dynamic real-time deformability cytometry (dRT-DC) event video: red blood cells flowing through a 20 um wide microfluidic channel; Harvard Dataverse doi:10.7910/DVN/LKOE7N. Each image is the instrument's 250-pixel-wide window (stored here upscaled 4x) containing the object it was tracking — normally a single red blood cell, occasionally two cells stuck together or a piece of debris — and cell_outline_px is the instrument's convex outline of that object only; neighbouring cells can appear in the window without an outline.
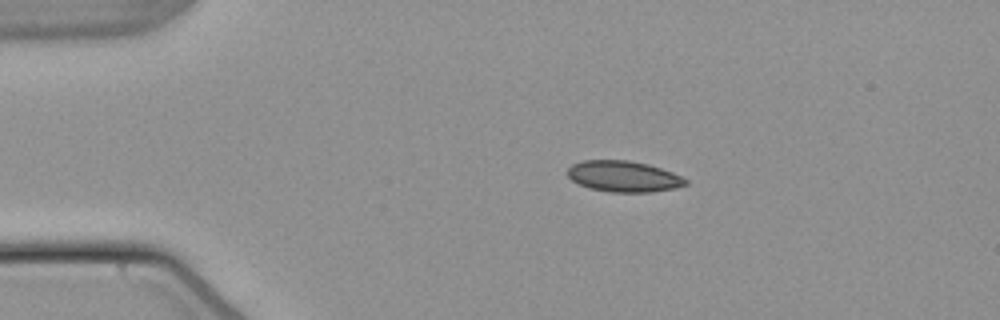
{"species": "common noctule bat (a hibernating species)", "species_latin": "Nyctalus noctula", "temperature_condition": "warm", "stored_images_in_passage": 44, "camera_frame_rate_fps": 3000, "um_per_image_px": 0.085, "animal": {"sex": "male", "body_mass_g": 21.5, "forearm_length_mm": 52.0}, "frame": {"image": 1, "passage_image": 1, "time_ms": 0.0, "image_size_px": [1000, 320], "cell_outline_px": [[688, 184], [676, 188], [652, 192], [612, 192], [588, 188], [572, 180], [568, 176], [568, 168], [572, 164], [584, 160], [628, 160], [648, 164], [672, 172], [688, 180]], "centroid_in_image_um": [53.02, 14.99], "position_along_channel_um": 32.0, "area_um2": 21.33}}
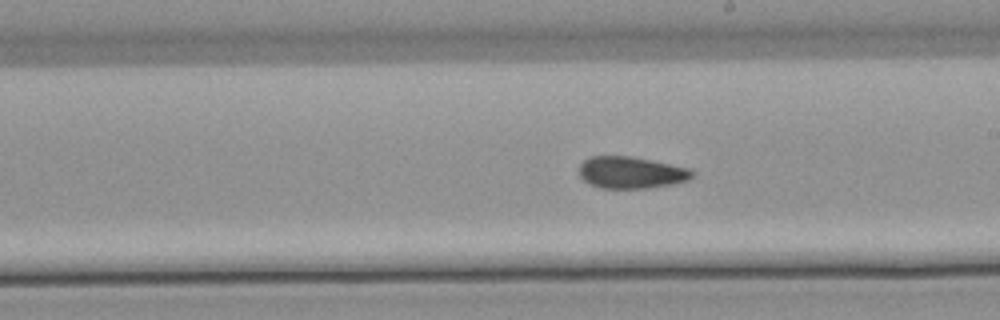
{"frame": {"image": 2, "passage_image": 21, "time_ms": 6.667, "image_size_px": [1000, 320], "cell_outline_px": [[696, 172], [688, 180], [672, 184], [648, 188], [600, 188], [588, 184], [580, 176], [580, 164], [588, 156], [632, 156], [692, 168]], "centroid_in_image_um": [53.66, 14.66], "position_along_channel_um": 235.3, "area_um2": 21.21}}
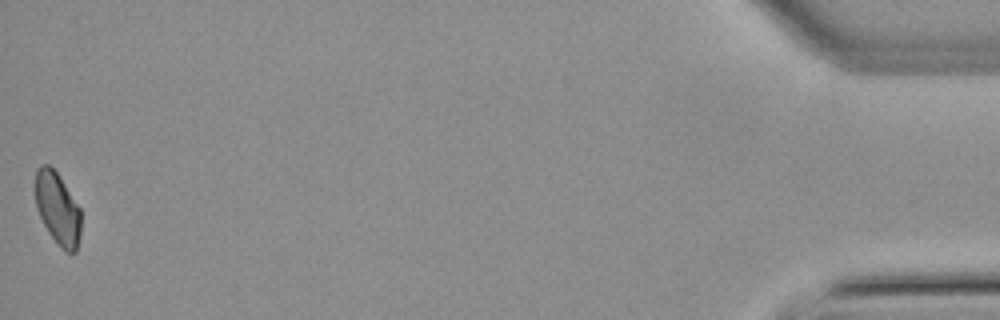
{"frame": {"image": 3, "passage_image": 44, "time_ms": 14.333, "image_size_px": [1000, 320], "cell_outline_px": [[80, 232], [76, 252], [64, 252], [48, 232], [36, 208], [36, 168], [40, 164], [48, 164], [60, 176], [80, 208]], "centroid_in_image_um": [4.89, 17.72], "position_along_channel_um": 430.3, "area_um2": 19.13}, "authors_computed_cell_mechanics": {"area_um2": 20.808, "velocity_mm_per_s": 3.8191, "shape_relaxation_time_tau1_ms": 8.3868, "shape_relaxation_time_tau2_ms": 3.2749, "deformation_change_tau1": 0.1497, "deformation_change_tau2": 0.0614}}